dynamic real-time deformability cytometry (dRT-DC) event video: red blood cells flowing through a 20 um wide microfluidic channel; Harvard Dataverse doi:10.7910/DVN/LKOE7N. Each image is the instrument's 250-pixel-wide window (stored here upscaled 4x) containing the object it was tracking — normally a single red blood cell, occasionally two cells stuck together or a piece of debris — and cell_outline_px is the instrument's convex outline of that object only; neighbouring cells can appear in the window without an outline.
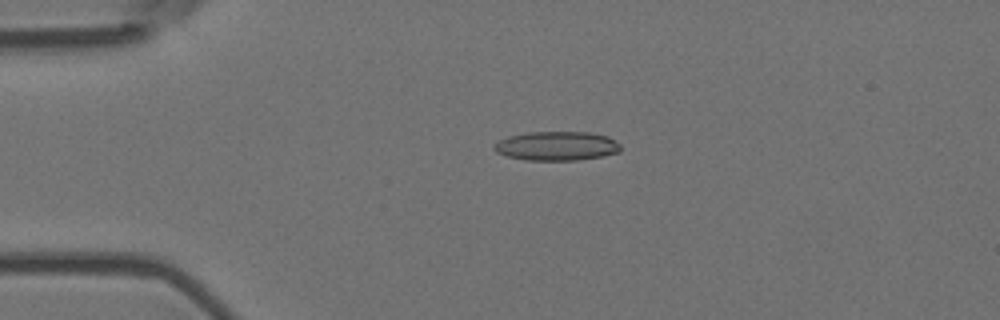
{"species": "Egyptian fruit bat (a non-hibernating species)", "species_latin": "Rousettus aegyptiacus", "temperature_condition": "room temperature", "stored_images_in_passage": 5, "camera_frame_rate_fps": 3000, "um_per_image_px": 0.085, "animal": {"sex": "female"}, "frame": {"image": 1, "passage_image": 4, "time_ms": 1.0, "image_size_px": [1000, 320], "cell_outline_px": [[620, 152], [600, 156], [576, 160], [524, 160], [508, 156], [496, 152], [492, 148], [500, 140], [508, 136], [528, 132], [588, 132], [608, 136], [620, 144]], "centroid_in_image_um": [47.32, 12.4], "position_along_channel_um": 37.7, "area_um2": 21.33}}